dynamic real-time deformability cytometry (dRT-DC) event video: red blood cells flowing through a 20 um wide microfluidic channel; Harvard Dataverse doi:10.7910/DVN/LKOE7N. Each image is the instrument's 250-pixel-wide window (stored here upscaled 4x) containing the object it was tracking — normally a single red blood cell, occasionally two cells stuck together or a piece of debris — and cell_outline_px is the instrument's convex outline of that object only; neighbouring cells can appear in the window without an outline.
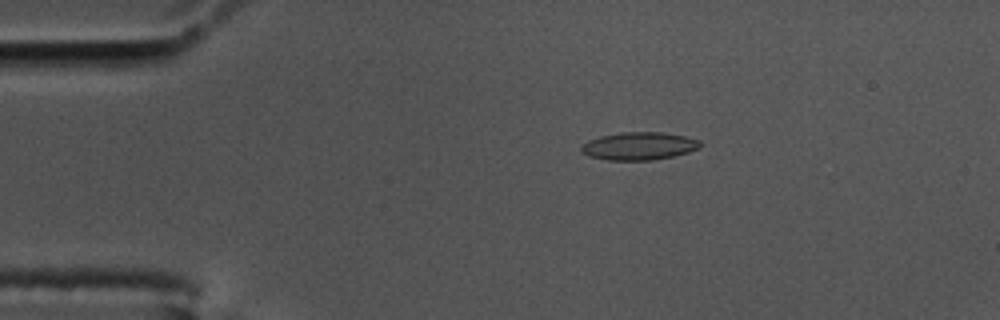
{"species": "common noctule bat (a hibernating species)", "species_latin": "Nyctalus noctula", "temperature_condition": "cold", "stored_images_in_passage": 58, "camera_frame_rate_fps": 3000, "um_per_image_px": 0.085, "animal": {"sex": "male", "body_mass_g": 17.5, "forearm_length_mm": 52.3}, "frame": {"image": 1, "passage_image": 11, "time_ms": 3.333, "image_size_px": [1000, 320], "cell_outline_px": [[704, 144], [700, 148], [688, 152], [672, 156], [652, 160], [608, 160], [588, 156], [580, 152], [580, 148], [588, 140], [600, 136], [620, 132], [660, 132], [684, 136], [700, 140]], "centroid_in_image_um": [54.32, 12.41], "position_along_channel_um": 30.7, "area_um2": 19.36}}
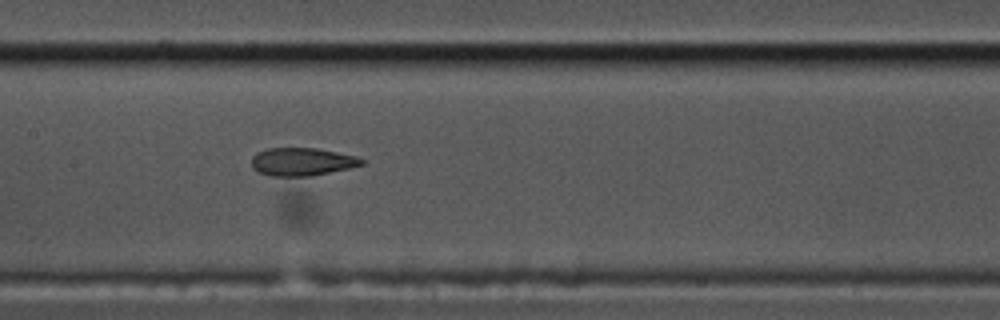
{"frame": {"image": 2, "passage_image": 28, "time_ms": 9.0, "image_size_px": [1000, 320], "cell_outline_px": [[364, 164], [348, 168], [312, 176], [268, 176], [256, 172], [252, 168], [252, 156], [256, 152], [268, 148], [316, 148], [356, 156], [364, 160]], "centroid_in_image_um": [25.61, 13.75], "position_along_channel_um": 181.8, "area_um2": 18.03}}
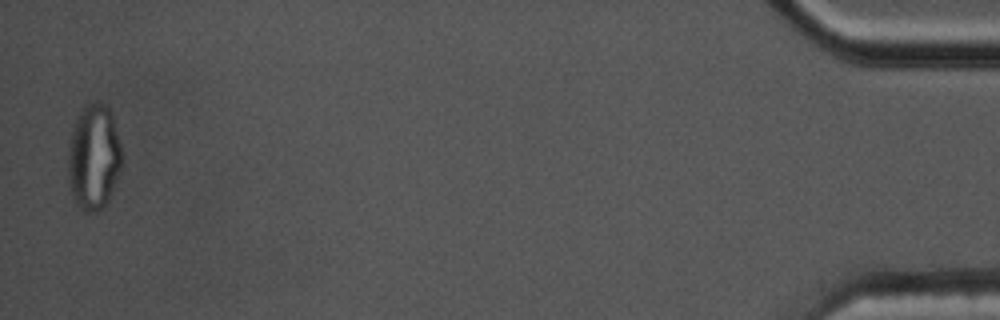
{"frame": {"image": 3, "passage_image": 57, "time_ms": 18.667, "image_size_px": [1000, 320], "cell_outline_px": [[124, 156], [120, 168], [108, 200], [100, 208], [92, 212], [88, 212], [80, 208], [72, 200], [68, 180], [68, 152], [72, 132], [76, 120], [84, 104], [92, 100], [104, 104], [108, 108], [112, 116]], "centroid_in_image_um": [7.96, 13.34], "position_along_channel_um": 427.2, "area_um2": 33.06}, "authors_computed_cell_mechanics": {"area_um2": 18.785, "velocity_mm_per_s": 3.4912, "shape_relaxation_time_tau1_ms": null, "shape_relaxation_time_tau2_ms": 2.008, "deformation_change_tau1": null, "deformation_change_tau2": 0.0944}}